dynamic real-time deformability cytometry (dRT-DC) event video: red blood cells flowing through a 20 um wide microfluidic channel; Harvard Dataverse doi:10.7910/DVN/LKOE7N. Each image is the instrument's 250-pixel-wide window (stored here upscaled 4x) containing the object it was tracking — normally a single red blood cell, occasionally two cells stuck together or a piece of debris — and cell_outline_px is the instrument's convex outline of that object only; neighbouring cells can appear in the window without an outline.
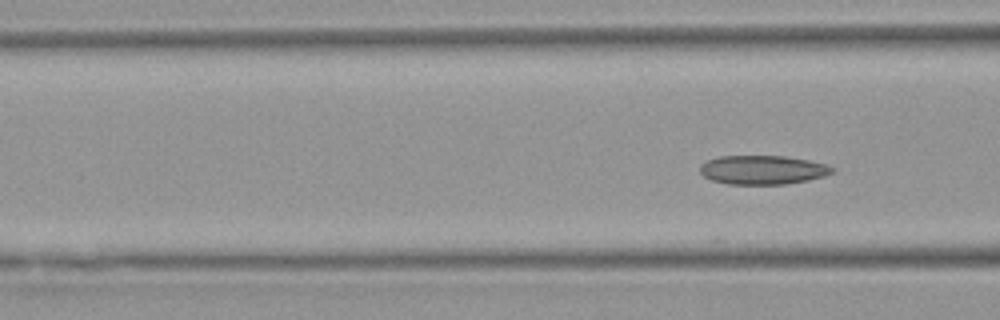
{"species": "Egyptian fruit bat (a non-hibernating species)", "species_latin": "Rousettus aegyptiacus", "temperature_condition": "warm", "stored_images_in_passage": 7, "segment_of_instrument_passage": [2, 2], "camera_frame_rate_fps": 3000, "um_per_image_px": 0.085, "animal": {"sex": "female"}, "frame": {"image": 1, "passage_image": 7, "time_ms": 8.0, "image_size_px": [1000, 320], "cell_outline_px": [[836, 168], [832, 172], [824, 176], [808, 180], [784, 184], [728, 184], [712, 180], [704, 176], [700, 172], [700, 164], [708, 160], [720, 156], [784, 156], [808, 160], [824, 164]], "centroid_in_image_um": [64.81, 14.44], "position_along_channel_um": 101.8, "area_um2": 22.2}}